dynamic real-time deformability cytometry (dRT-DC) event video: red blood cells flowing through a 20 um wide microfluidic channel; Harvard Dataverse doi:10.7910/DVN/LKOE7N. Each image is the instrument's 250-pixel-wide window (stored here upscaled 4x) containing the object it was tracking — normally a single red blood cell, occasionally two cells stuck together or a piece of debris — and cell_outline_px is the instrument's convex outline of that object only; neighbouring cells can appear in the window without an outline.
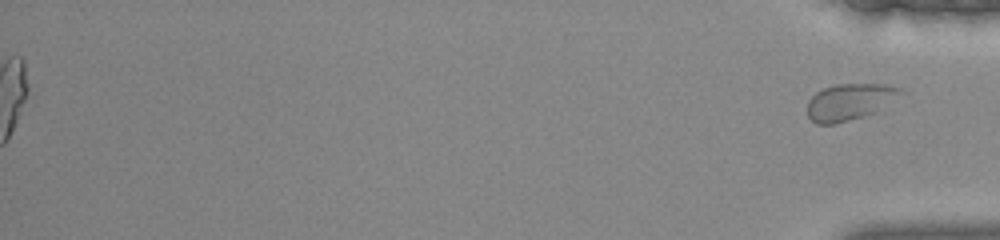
{"species": "common noctule bat (a hibernating species)", "species_latin": "Nyctalus noctula", "temperature_condition": "warm", "stored_images_in_passage": 37, "segment_of_instrument_passage": [2, 2], "camera_frame_rate_fps": 3000, "um_per_image_px": 0.085, "animal": {"sex": "female", "body_mass_g": 22.0, "forearm_length_mm": 56.7}, "frame": {"image": 1, "passage_image": 37, "time_ms": 12.0, "image_size_px": [1000, 240], "cell_outline_px": [[904, 92], [876, 112], [864, 116], [832, 124], [816, 124], [808, 116], [808, 100], [816, 92], [824, 88], [836, 84], [884, 84], [900, 88]], "centroid_in_image_um": [72.2, 8.65], "position_along_channel_um": 363.0, "area_um2": 19.65}}